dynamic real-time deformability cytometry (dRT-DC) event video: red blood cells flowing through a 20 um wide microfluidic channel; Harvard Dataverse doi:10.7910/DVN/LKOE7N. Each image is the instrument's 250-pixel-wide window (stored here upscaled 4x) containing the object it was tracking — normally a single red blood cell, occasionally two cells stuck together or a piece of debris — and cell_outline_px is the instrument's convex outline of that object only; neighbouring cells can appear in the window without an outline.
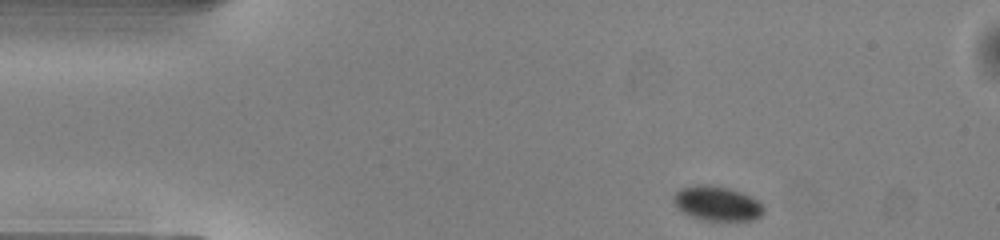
{"species": "common noctule bat (a hibernating species)", "species_latin": "Nyctalus noctula", "temperature_condition": "warm", "stored_images_in_passage": 44, "camera_frame_rate_fps": 3000, "um_per_image_px": 0.085, "animal": {"sex": "male", "body_mass_g": 13.0, "forearm_length_mm": 53.1}, "frame": {"image": 1, "passage_image": 1, "time_ms": 0.0, "image_size_px": [1000, 240], "cell_outline_px": [[764, 212], [760, 216], [752, 220], [700, 220], [688, 216], [676, 208], [672, 200], [672, 196], [680, 188], [696, 184], [708, 184], [728, 188], [752, 196], [760, 200], [764, 208]], "centroid_in_image_um": [60.92, 17.29], "position_along_channel_um": 24.1, "area_um2": 18.55}}
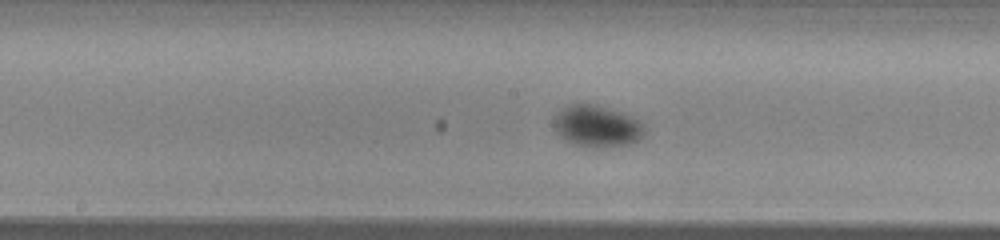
{"frame": {"image": 2, "passage_image": 19, "time_ms": 6.0, "image_size_px": [1000, 240], "cell_outline_px": [[644, 136], [632, 144], [596, 148], [588, 148], [576, 144], [560, 136], [552, 124], [556, 112], [560, 108], [568, 104], [592, 104], [620, 112], [632, 116], [640, 120], [644, 124]], "centroid_in_image_um": [50.74, 10.73], "position_along_channel_um": 197.5, "area_um2": 22.2}}
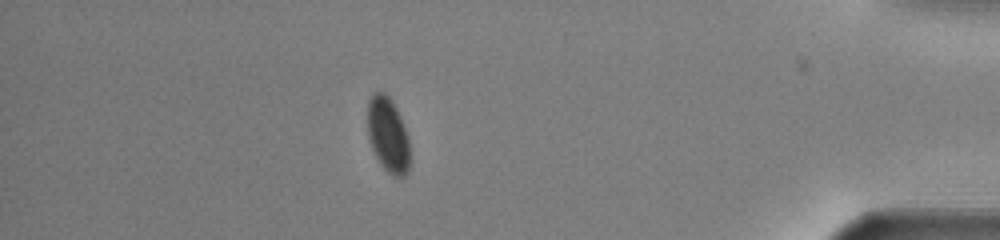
{"frame": {"image": 3, "passage_image": 38, "time_ms": 12.333, "image_size_px": [1000, 240], "cell_outline_px": [[408, 172], [404, 176], [392, 176], [380, 164], [368, 140], [368, 100], [372, 92], [384, 92], [392, 100], [400, 116], [408, 136]], "centroid_in_image_um": [32.95, 11.44], "position_along_channel_um": 402.2, "area_um2": 18.38}, "authors_computed_cell_mechanics": {"area_um2": 19.941, "velocity_mm_per_s": 4.0131, "shape_relaxation_time_tau1_ms": 1.5619, "shape_relaxation_time_tau2_ms": null, "deformation_change_tau1": 0.0342, "deformation_change_tau2": null}}